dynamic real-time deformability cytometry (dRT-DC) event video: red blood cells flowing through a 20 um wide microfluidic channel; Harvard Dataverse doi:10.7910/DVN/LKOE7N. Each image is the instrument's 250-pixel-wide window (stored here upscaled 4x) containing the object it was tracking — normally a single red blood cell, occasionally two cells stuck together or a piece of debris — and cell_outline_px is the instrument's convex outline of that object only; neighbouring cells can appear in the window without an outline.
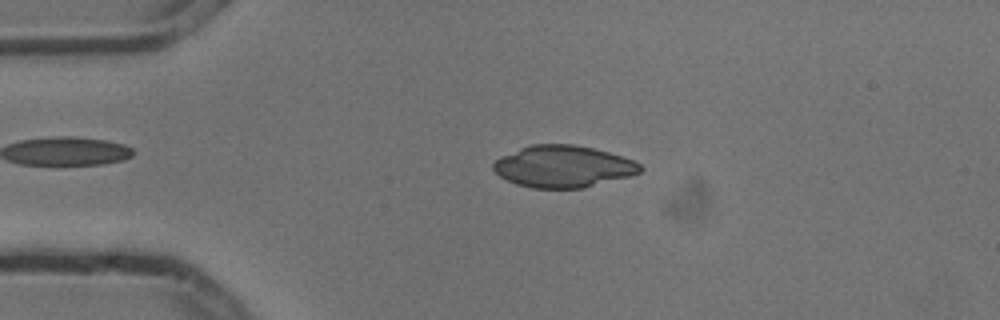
{"species": "common noctule bat (a hibernating species)", "species_latin": "Nyctalus noctula", "temperature_condition": "cold", "stored_images_in_passage": 3, "camera_frame_rate_fps": 3000, "um_per_image_px": 0.085, "animal": {"sex": "male", "body_mass_g": 13.3}, "frame": {"image": 1, "passage_image": 2, "time_ms": 0.333, "image_size_px": [1000, 320], "cell_outline_px": [[644, 168], [640, 172], [628, 176], [584, 188], [532, 188], [516, 184], [500, 176], [492, 168], [492, 164], [500, 156], [520, 148], [532, 144], [572, 144], [592, 148], [608, 152], [632, 160], [640, 164]], "centroid_in_image_um": [47.84, 14.15], "position_along_channel_um": 37.2, "area_um2": 35.6}}